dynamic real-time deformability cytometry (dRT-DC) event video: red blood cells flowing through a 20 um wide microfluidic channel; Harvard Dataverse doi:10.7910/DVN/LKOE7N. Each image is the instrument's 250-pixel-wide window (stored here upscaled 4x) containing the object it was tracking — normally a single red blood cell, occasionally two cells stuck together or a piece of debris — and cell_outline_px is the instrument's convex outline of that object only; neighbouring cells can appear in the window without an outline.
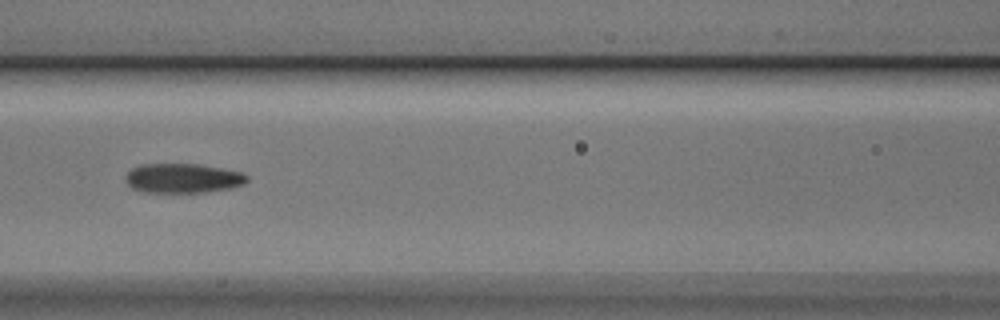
{"species": "Egyptian fruit bat (a non-hibernating species)", "species_latin": "Rousettus aegyptiacus", "temperature_condition": "cold", "stored_images_in_passage": 8, "camera_frame_rate_fps": 3000, "um_per_image_px": 0.085, "animal": {"sex": "male"}, "frame": {"image": 1, "passage_image": 6, "time_ms": 1.667, "image_size_px": [1000, 320], "cell_outline_px": [[248, 180], [244, 184], [228, 188], [204, 192], [144, 192], [132, 188], [124, 180], [124, 176], [132, 168], [140, 164], [196, 164], [244, 172], [248, 176]], "centroid_in_image_um": [15.52, 15.14], "position_along_channel_um": 151.1, "area_um2": 20.87}}
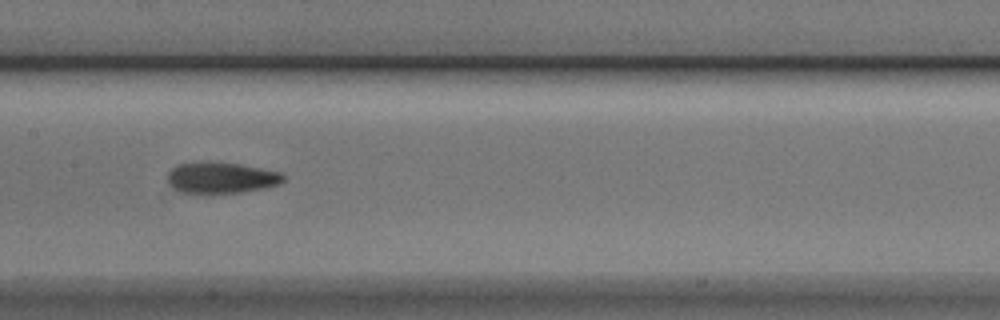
{"frame": {"image": 2, "passage_image": 7, "time_ms": 2.0, "image_size_px": [1000, 320], "cell_outline_px": [[284, 180], [280, 184], [264, 188], [240, 192], [180, 192], [172, 188], [168, 184], [168, 172], [172, 168], [180, 164], [200, 160], [240, 164], [284, 172]], "centroid_in_image_um": [18.81, 15.08], "position_along_channel_um": 188.6, "area_um2": 21.15}}
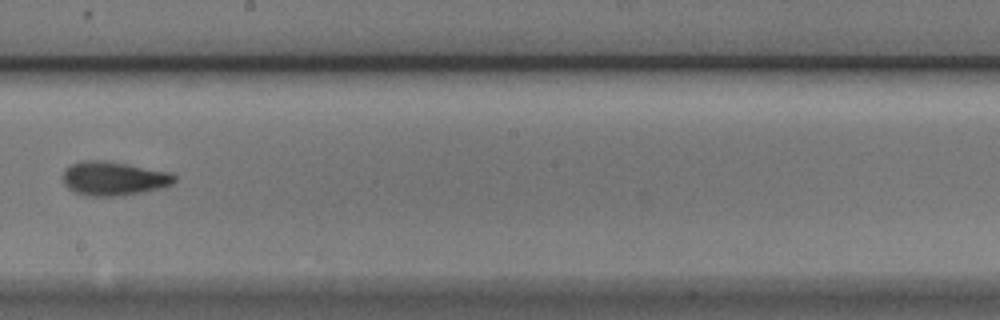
{"frame": {"image": 3, "passage_image": 8, "time_ms": 2.333, "image_size_px": [1000, 320], "cell_outline_px": [[176, 180], [172, 184], [160, 188], [140, 192], [116, 196], [88, 196], [76, 192], [68, 188], [64, 184], [64, 172], [72, 164], [88, 160], [100, 160], [128, 164], [168, 172], [176, 176]], "centroid_in_image_um": [9.67, 15.17], "position_along_channel_um": 238.5, "area_um2": 21.62}}